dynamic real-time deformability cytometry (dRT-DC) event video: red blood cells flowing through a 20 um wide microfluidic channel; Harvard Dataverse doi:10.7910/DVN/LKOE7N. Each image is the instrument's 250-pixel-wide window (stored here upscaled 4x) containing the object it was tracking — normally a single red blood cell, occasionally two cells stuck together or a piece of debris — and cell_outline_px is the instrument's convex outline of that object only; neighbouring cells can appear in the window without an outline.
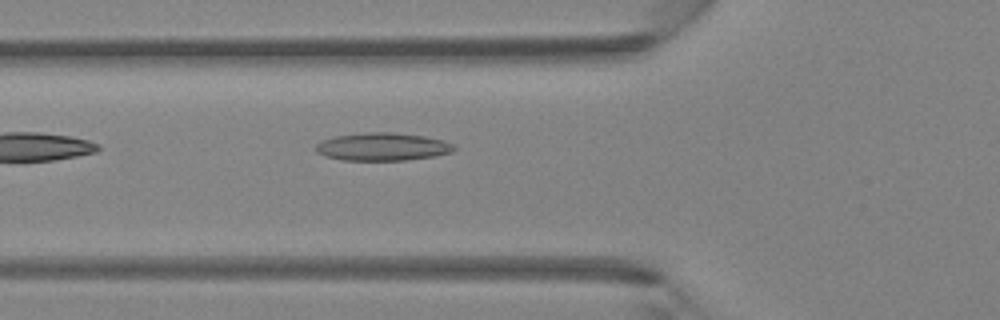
{"species": "Egyptian fruit bat (a non-hibernating species)", "species_latin": "Rousettus aegyptiacus", "temperature_condition": "room temperature", "stored_images_in_passage": 5, "camera_frame_rate_fps": 3000, "um_per_image_px": 0.085, "animal": {"sex": "female"}, "frame": {"image": 1, "passage_image": 5, "time_ms": 1.333, "image_size_px": [1000, 320], "cell_outline_px": [[456, 148], [452, 152], [436, 156], [408, 160], [340, 160], [324, 156], [316, 152], [316, 144], [324, 140], [336, 136], [364, 132], [392, 132], [424, 136], [444, 140], [452, 144]], "centroid_in_image_um": [32.53, 12.48], "position_along_channel_um": 93.3, "area_um2": 22.54}}